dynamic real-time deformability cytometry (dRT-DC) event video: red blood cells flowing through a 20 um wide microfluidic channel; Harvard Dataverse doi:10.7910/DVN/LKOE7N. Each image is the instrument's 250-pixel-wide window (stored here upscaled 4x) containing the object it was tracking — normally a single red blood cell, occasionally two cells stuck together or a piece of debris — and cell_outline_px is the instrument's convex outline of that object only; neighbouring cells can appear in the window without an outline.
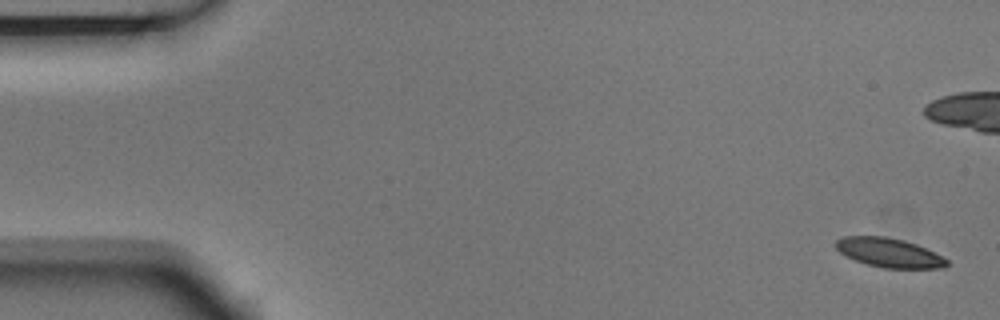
{"species": "Egyptian fruit bat (a non-hibernating species)", "species_latin": "Rousettus aegyptiacus", "temperature_condition": "room temperature", "stored_images_in_passage": 6, "camera_frame_rate_fps": 3000, "um_per_image_px": 0.085, "animal": {"sex": "male"}, "frame": {"image": 1, "passage_image": 1, "time_ms": 0.0, "image_size_px": [1000, 320], "cell_outline_px": [[948, 264], [944, 268], [884, 268], [868, 264], [856, 260], [840, 252], [832, 244], [836, 240], [844, 236], [884, 236], [904, 240], [916, 244], [948, 260]], "centroid_in_image_um": [75.54, 21.47], "position_along_channel_um": 9.5, "area_um2": 18.67}}